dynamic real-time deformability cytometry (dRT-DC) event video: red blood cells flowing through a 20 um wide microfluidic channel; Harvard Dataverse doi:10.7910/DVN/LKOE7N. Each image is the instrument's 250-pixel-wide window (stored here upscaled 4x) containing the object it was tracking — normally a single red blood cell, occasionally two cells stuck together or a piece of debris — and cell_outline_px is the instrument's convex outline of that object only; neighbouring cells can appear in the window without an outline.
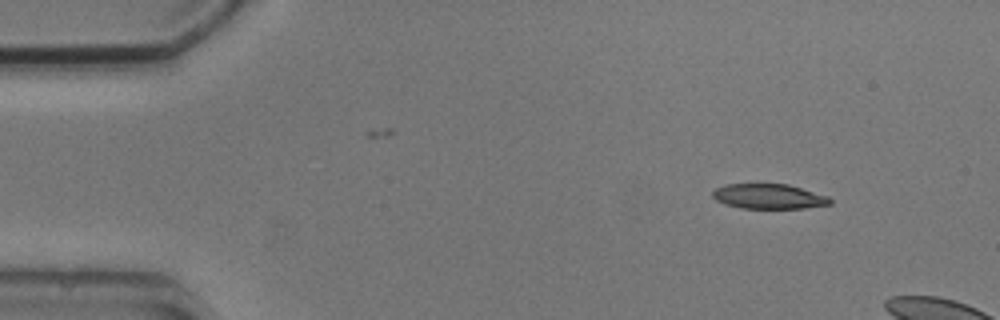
{"species": "common noctule bat (a hibernating species)", "species_latin": "Nyctalus noctula", "temperature_condition": "cold", "stored_images_in_passage": 3, "camera_frame_rate_fps": 3000, "um_per_image_px": 0.085, "animal": {"sex": "male", "body_mass_g": 20.5, "forearm_length_mm": 52.5}, "frame": {"image": 1, "passage_image": 1, "time_ms": 0.0, "image_size_px": [1000, 320], "cell_outline_px": [[832, 204], [804, 208], [740, 208], [724, 204], [716, 200], [712, 196], [712, 192], [716, 188], [724, 184], [788, 184], [828, 196], [832, 200]], "centroid_in_image_um": [65.34, 16.69], "position_along_channel_um": 19.7, "area_um2": 17.11}}